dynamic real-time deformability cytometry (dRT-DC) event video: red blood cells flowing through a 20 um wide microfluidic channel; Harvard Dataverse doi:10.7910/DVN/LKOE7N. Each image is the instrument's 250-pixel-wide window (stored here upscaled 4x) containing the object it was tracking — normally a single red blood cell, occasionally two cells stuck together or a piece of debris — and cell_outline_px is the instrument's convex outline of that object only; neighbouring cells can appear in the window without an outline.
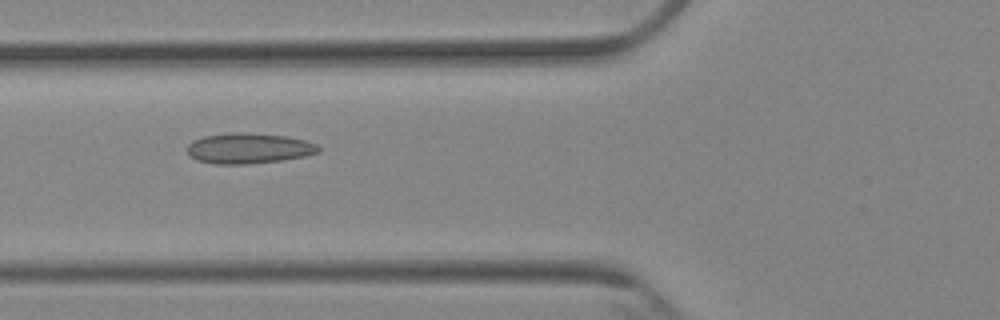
{"species": "Egyptian fruit bat (a non-hibernating species)", "species_latin": "Rousettus aegyptiacus", "temperature_condition": "cold", "stored_images_in_passage": 6, "camera_frame_rate_fps": 3000, "um_per_image_px": 0.085, "animal": {"sex": "female"}, "frame": {"image": 1, "passage_image": 4, "time_ms": 3.333, "image_size_px": [1000, 320], "cell_outline_px": [[320, 152], [304, 156], [284, 160], [252, 164], [212, 164], [196, 160], [188, 156], [184, 148], [192, 140], [204, 136], [228, 132], [236, 132], [288, 136], [304, 140], [316, 144], [320, 148]], "centroid_in_image_um": [21.07, 12.62], "position_along_channel_um": 104.7, "area_um2": 23.76}}
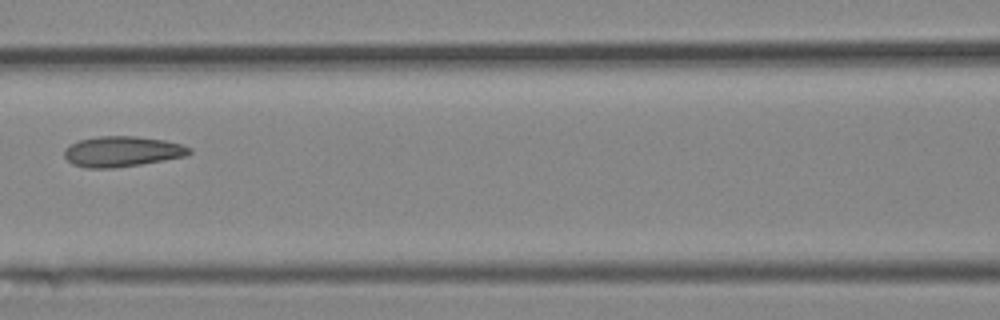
{"frame": {"image": 2, "passage_image": 5, "time_ms": 4.667, "image_size_px": [1000, 320], "cell_outline_px": [[192, 152], [188, 156], [116, 168], [84, 168], [72, 164], [64, 156], [64, 148], [80, 140], [96, 136], [136, 136], [164, 140], [180, 144], [192, 148]], "centroid_in_image_um": [10.38, 12.88], "position_along_channel_um": 156.2, "area_um2": 22.31}}
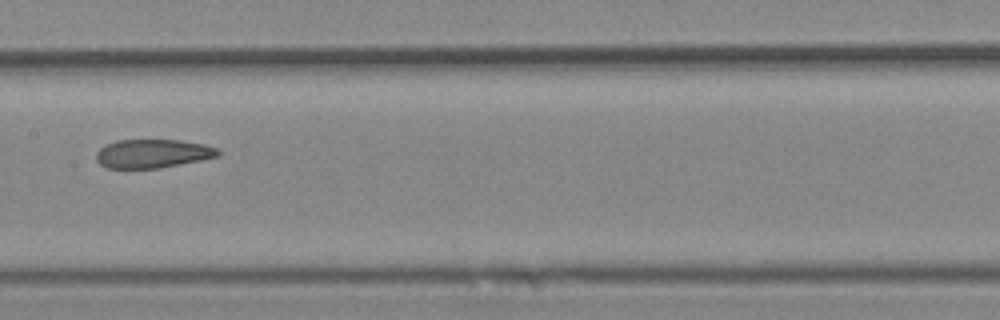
{"frame": {"image": 3, "passage_image": 6, "time_ms": 5.667, "image_size_px": [1000, 320], "cell_outline_px": [[220, 156], [160, 168], [108, 168], [100, 164], [96, 160], [96, 152], [100, 148], [116, 140], [180, 140], [204, 144], [216, 148], [220, 152]], "centroid_in_image_um": [12.97, 13.05], "position_along_channel_um": 194.4, "area_um2": 20.29}}